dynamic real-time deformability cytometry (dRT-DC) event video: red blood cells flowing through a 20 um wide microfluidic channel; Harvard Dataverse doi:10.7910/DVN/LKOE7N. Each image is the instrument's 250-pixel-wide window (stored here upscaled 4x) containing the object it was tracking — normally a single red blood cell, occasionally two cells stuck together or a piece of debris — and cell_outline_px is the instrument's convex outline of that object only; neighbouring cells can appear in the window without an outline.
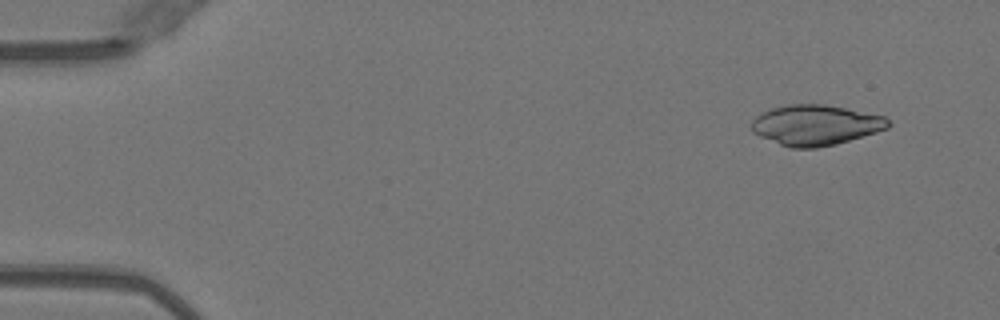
{"species": "Egyptian fruit bat (a non-hibernating species)", "species_latin": "Rousettus aegyptiacus", "temperature_condition": "warm", "stored_images_in_passage": 48, "camera_frame_rate_fps": 3000, "um_per_image_px": 0.085, "animal": {"sex": "female"}, "frame": {"image": 1, "passage_image": 2, "time_ms": 0.333, "image_size_px": [1000, 320], "cell_outline_px": [[892, 124], [888, 128], [876, 132], [836, 144], [816, 148], [792, 148], [780, 144], [760, 136], [752, 132], [752, 120], [760, 112], [772, 108], [788, 104], [824, 104], [884, 116]], "centroid_in_image_um": [69.31, 10.63], "position_along_channel_um": 15.7, "area_um2": 32.02}}
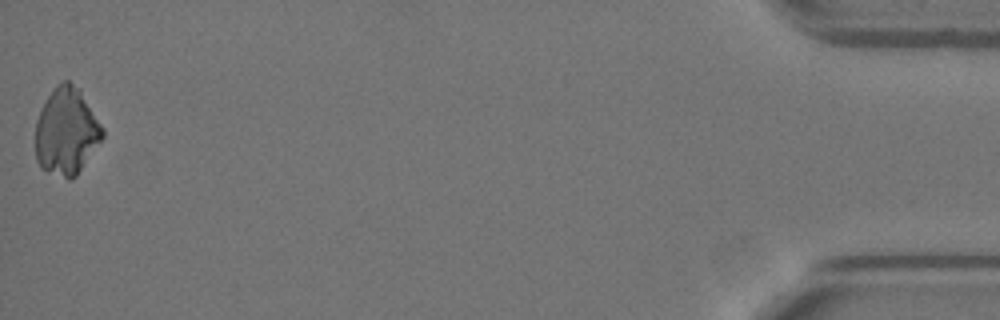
{"frame": {"image": 2, "passage_image": 48, "time_ms": 15.667, "image_size_px": [1000, 320], "cell_outline_px": [[104, 136], [76, 176], [72, 180], [68, 180], [40, 168], [36, 160], [36, 120], [40, 108], [56, 84], [60, 80], [68, 80], [80, 88], [104, 128]], "centroid_in_image_um": [5.65, 11.15], "position_along_channel_um": 429.6, "area_um2": 34.45}}